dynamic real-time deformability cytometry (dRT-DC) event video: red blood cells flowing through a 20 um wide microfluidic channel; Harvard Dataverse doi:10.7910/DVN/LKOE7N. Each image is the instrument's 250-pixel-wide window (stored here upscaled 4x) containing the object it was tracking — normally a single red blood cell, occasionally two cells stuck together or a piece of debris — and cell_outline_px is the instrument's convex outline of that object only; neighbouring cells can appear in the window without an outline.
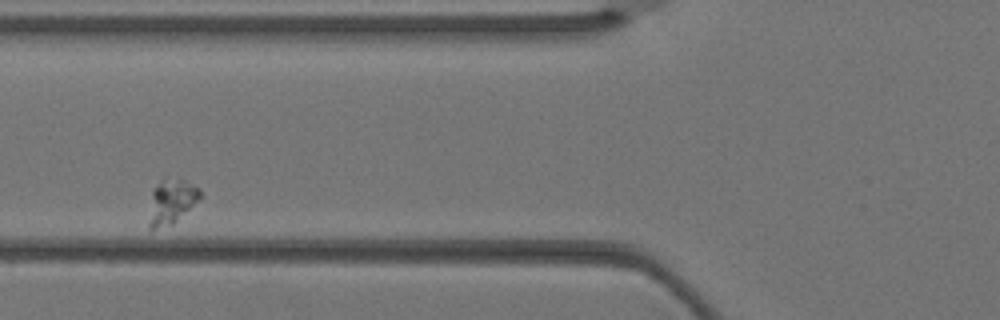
{"species": "Egyptian fruit bat (a non-hibernating species)", "species_latin": "Rousettus aegyptiacus", "temperature_condition": "warm", "stored_images_in_passage": 2, "camera_frame_rate_fps": 3000, "um_per_image_px": 0.085, "animal": {"sex": "female"}, "frame": {"image": 1, "passage_image": 2, "time_ms": 0.333, "image_size_px": [1000, 320], "cell_outline_px": [[200, 196], [172, 224], [156, 228], [148, 228], [148, 224], [152, 192], [160, 180], [164, 176], [184, 180], [200, 188]], "centroid_in_image_um": [14.53, 17.09], "position_along_channel_um": 111.3, "area_um2": 12.89}}